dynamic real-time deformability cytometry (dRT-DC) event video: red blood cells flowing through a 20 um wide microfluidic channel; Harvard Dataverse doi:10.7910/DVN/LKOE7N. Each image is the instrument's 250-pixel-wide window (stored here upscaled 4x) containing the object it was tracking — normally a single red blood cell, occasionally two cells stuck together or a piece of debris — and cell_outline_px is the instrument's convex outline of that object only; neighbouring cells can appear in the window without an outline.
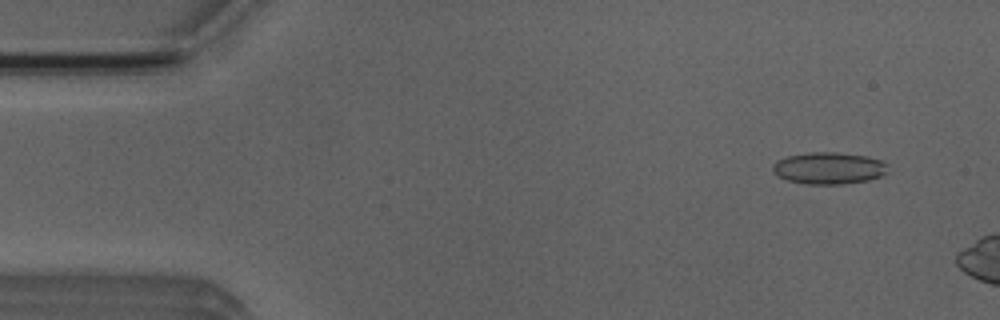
{"species": "Egyptian fruit bat (a non-hibernating species)", "species_latin": "Rousettus aegyptiacus", "temperature_condition": "room temperature", "stored_images_in_passage": 8, "camera_frame_rate_fps": 3000, "um_per_image_px": 0.085, "animal": {"sex": "male"}, "frame": {"image": 1, "passage_image": 4, "time_ms": 1.0, "image_size_px": [1000, 320], "cell_outline_px": [[888, 172], [880, 176], [868, 180], [844, 184], [804, 184], [788, 180], [772, 172], [772, 164], [776, 160], [788, 156], [812, 152], [836, 152], [868, 156], [880, 160], [888, 164]], "centroid_in_image_um": [70.46, 14.29], "position_along_channel_um": 14.5, "area_um2": 21.5}}